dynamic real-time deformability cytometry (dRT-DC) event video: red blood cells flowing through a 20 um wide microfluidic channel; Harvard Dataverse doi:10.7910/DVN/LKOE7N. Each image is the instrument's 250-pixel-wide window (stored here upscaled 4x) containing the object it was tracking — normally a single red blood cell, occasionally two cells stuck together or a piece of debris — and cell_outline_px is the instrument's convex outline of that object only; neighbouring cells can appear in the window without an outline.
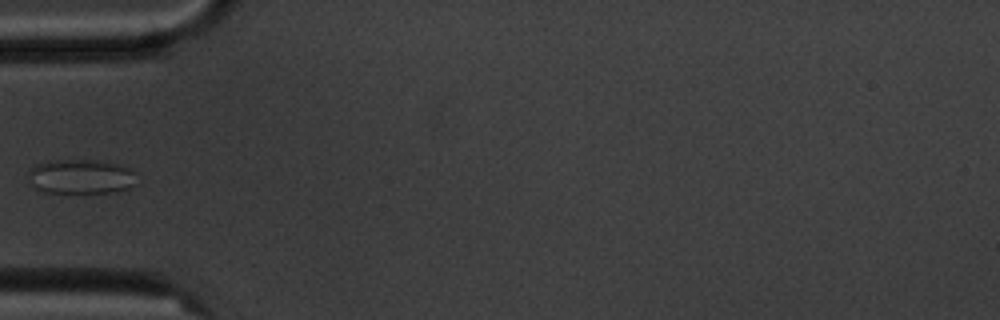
{"species": "common noctule bat (a hibernating species)", "species_latin": "Nyctalus noctula", "temperature_condition": "cold", "stored_images_in_passage": 6, "camera_frame_rate_fps": 3000, "um_per_image_px": 0.085, "animal": {"sex": "male", "body_mass_g": 20.1, "forearm_length_mm": 53.5}, "frame": {"image": 1, "passage_image": 6, "time_ms": 6.0, "image_size_px": [1000, 320], "cell_outline_px": [[136, 184], [128, 188], [116, 192], [44, 192], [36, 188], [32, 184], [28, 172], [36, 164], [48, 160], [104, 160], [128, 168], [132, 172]], "centroid_in_image_um": [6.86, 15.0], "position_along_channel_um": 78.1, "area_um2": 21.62}}